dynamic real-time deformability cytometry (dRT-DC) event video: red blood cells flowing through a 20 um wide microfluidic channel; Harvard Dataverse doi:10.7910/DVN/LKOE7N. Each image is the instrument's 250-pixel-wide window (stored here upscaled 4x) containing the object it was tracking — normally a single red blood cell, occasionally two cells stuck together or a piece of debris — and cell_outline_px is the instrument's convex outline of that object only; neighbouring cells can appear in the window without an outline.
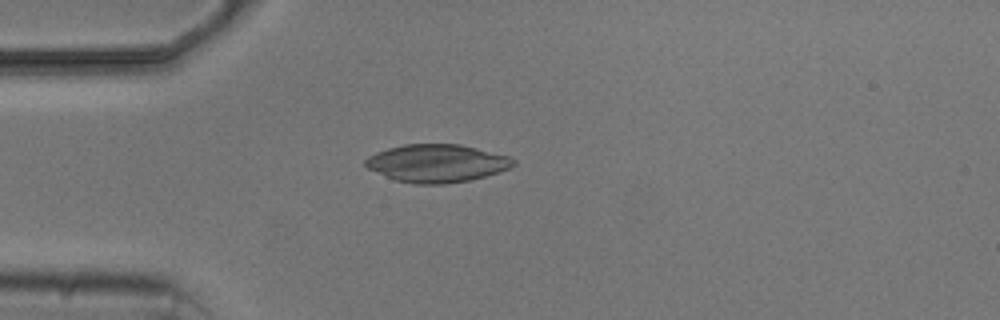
{"species": "common noctule bat (a hibernating species)", "species_latin": "Nyctalus noctula", "temperature_condition": "cold", "stored_images_in_passage": 4, "camera_frame_rate_fps": 3000, "um_per_image_px": 0.085, "animal": {"sex": "male", "body_mass_g": 20.5, "forearm_length_mm": 52.5}, "frame": {"image": 1, "passage_image": 2, "time_ms": 1.333, "image_size_px": [1000, 320], "cell_outline_px": [[516, 164], [512, 168], [484, 176], [468, 180], [444, 184], [416, 184], [396, 180], [368, 168], [364, 164], [364, 160], [368, 156], [376, 152], [388, 148], [404, 144], [460, 144], [512, 156], [516, 160]], "centroid_in_image_um": [37.18, 13.86], "position_along_channel_um": 47.8, "area_um2": 32.71}}
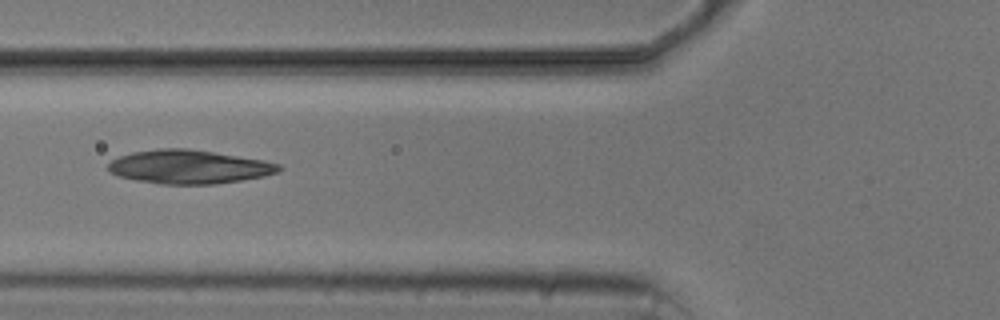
{"frame": {"image": 2, "passage_image": 4, "time_ms": 3.333, "image_size_px": [1000, 320], "cell_outline_px": [[280, 172], [264, 176], [216, 184], [160, 184], [136, 180], [116, 176], [108, 168], [108, 164], [112, 160], [120, 156], [132, 152], [160, 148], [188, 148], [264, 160], [280, 164]], "centroid_in_image_um": [16.06, 14.18], "position_along_channel_um": 109.7, "area_um2": 33.47}}